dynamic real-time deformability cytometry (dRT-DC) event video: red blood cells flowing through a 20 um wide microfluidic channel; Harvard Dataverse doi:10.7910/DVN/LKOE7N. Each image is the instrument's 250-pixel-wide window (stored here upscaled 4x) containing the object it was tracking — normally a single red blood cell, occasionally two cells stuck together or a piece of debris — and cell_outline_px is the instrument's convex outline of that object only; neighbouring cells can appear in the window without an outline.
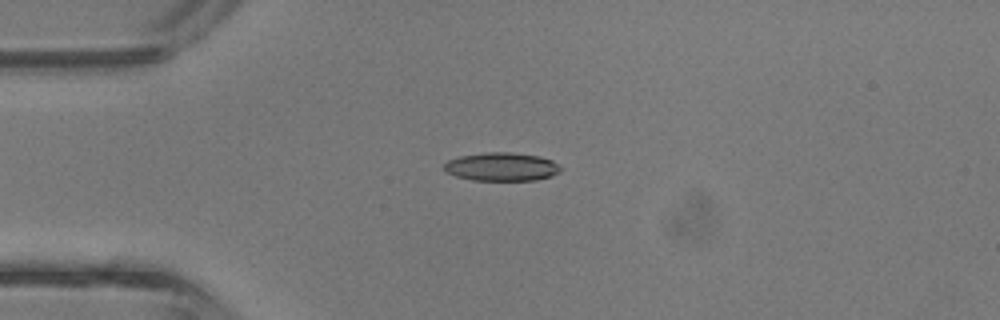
{"species": "common noctule bat (a hibernating species)", "species_latin": "Nyctalus noctula", "temperature_condition": "room temperature", "stored_images_in_passage": 2, "camera_frame_rate_fps": 3000, "um_per_image_px": 0.085, "animal": {"sex": "male", "body_mass_g": 13.3}, "frame": {"image": 1, "passage_image": 1, "time_ms": 0.0, "image_size_px": [1000, 320], "cell_outline_px": [[564, 168], [560, 172], [552, 176], [536, 180], [472, 180], [456, 176], [444, 172], [444, 164], [448, 160], [460, 156], [488, 152], [508, 152], [540, 156], [552, 160]], "centroid_in_image_um": [42.66, 14.18], "position_along_channel_um": 42.3, "area_um2": 19.42}}